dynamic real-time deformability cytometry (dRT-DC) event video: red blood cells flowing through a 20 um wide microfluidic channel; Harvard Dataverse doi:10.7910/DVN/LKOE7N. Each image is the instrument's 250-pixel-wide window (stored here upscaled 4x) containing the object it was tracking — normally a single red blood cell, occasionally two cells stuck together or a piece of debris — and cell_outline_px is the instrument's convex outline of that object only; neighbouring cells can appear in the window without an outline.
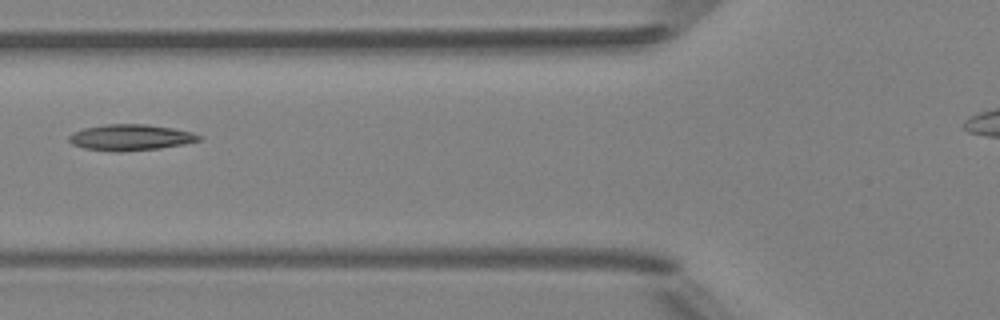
{"species": "Egyptian fruit bat (a non-hibernating species)", "species_latin": "Rousettus aegyptiacus", "temperature_condition": "room temperature", "stored_images_in_passage": 3, "camera_frame_rate_fps": 3000, "um_per_image_px": 0.085, "animal": {"sex": "female"}, "frame": {"image": 1, "passage_image": 2, "time_ms": 1.333, "image_size_px": [1000, 320], "cell_outline_px": [[204, 136], [200, 140], [184, 144], [160, 148], [120, 152], [116, 152], [84, 148], [72, 144], [68, 140], [68, 136], [72, 132], [84, 128], [104, 124], [148, 124], [172, 128], [192, 132]], "centroid_in_image_um": [11.09, 11.68], "position_along_channel_um": 114.7, "area_um2": 19.88}}
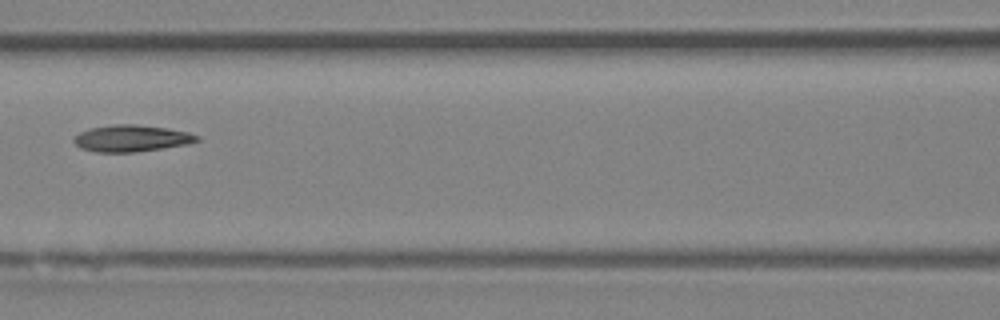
{"frame": {"image": 2, "passage_image": 3, "time_ms": 2.333, "image_size_px": [1000, 320], "cell_outline_px": [[200, 140], [188, 144], [132, 152], [96, 152], [80, 148], [72, 140], [80, 132], [88, 128], [112, 124], [136, 124], [168, 128], [188, 132], [200, 136]], "centroid_in_image_um": [11.17, 11.74], "position_along_channel_um": 155.4, "area_um2": 19.13}}